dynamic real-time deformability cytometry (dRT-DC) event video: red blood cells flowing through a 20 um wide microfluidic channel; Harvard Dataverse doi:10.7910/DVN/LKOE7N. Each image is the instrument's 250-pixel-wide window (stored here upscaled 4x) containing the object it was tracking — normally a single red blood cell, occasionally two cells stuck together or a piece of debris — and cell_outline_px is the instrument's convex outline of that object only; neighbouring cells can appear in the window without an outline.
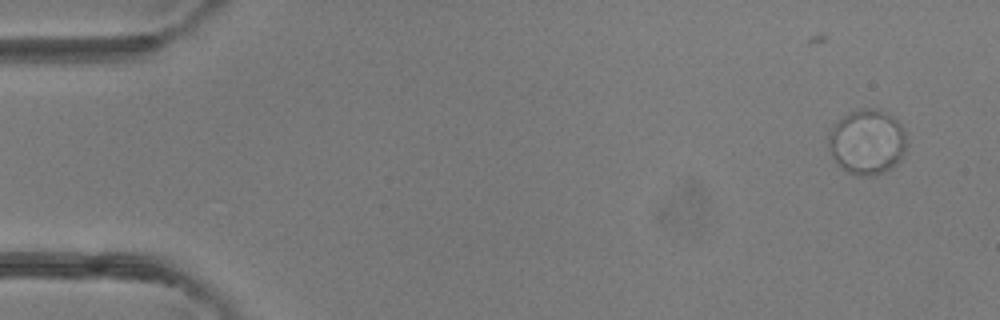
{"species": "common noctule bat (a hibernating species)", "species_latin": "Nyctalus noctula", "temperature_condition": "room temperature", "stored_images_in_passage": 4, "camera_frame_rate_fps": 3000, "um_per_image_px": 0.085, "animal": {"sex": "female"}, "frame": {"image": 1, "passage_image": 1, "time_ms": 0.0, "image_size_px": [1000, 320], "cell_outline_px": [[904, 148], [900, 160], [892, 168], [884, 172], [872, 176], [856, 176], [848, 172], [832, 156], [828, 144], [828, 140], [832, 128], [848, 112], [860, 108], [872, 108], [892, 116], [900, 124], [904, 132]], "centroid_in_image_um": [73.69, 12.08], "position_along_channel_um": 11.3, "area_um2": 29.07}}
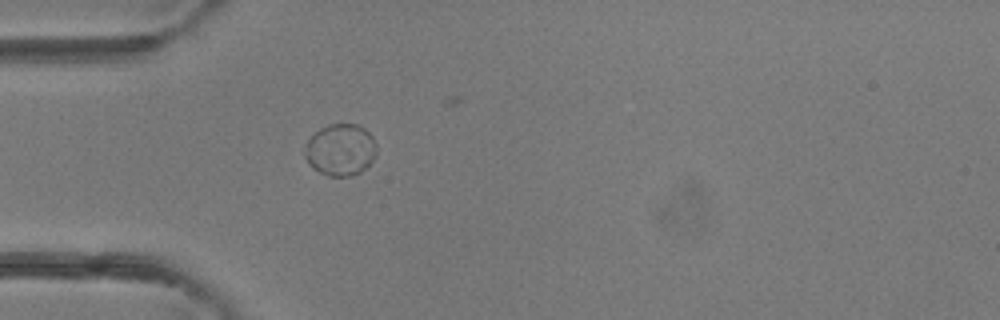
{"frame": {"image": 2, "passage_image": 4, "time_ms": 3.667, "image_size_px": [1000, 320], "cell_outline_px": [[376, 156], [360, 172], [352, 176], [328, 176], [312, 168], [308, 164], [304, 156], [308, 140], [320, 128], [328, 124], [356, 124], [364, 128], [372, 136], [376, 144]], "centroid_in_image_um": [28.94, 12.74], "position_along_channel_um": 56.1, "area_um2": 21.62}}